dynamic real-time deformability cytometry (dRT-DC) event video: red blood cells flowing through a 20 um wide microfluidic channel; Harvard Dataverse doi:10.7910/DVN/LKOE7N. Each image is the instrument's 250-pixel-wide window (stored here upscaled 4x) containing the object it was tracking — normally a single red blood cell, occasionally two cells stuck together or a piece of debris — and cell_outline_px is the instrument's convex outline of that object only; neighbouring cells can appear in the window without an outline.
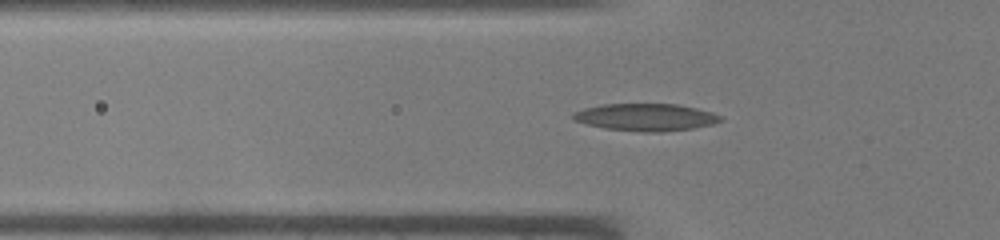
{"species": "common noctule bat (a hibernating species)", "species_latin": "Nyctalus noctula", "temperature_condition": "warm", "stored_images_in_passage": 47, "camera_frame_rate_fps": 3000, "um_per_image_px": 0.085, "animal": {"sex": "male", "body_mass_g": 19.0, "forearm_length_mm": 50.8}, "frame": {"image": 1, "passage_image": 16, "time_ms": 5.0, "image_size_px": [1000, 240], "cell_outline_px": [[724, 120], [712, 124], [692, 128], [660, 132], [644, 132], [604, 128], [588, 124], [576, 120], [572, 116], [572, 112], [584, 108], [604, 104], [676, 104], [696, 108], [712, 112], [724, 116]], "centroid_in_image_um": [54.93, 9.96], "position_along_channel_um": 70.9, "area_um2": 23.35}}
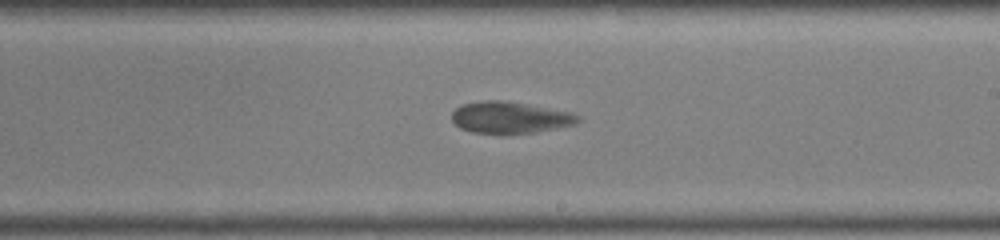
{"frame": {"image": 2, "passage_image": 28, "time_ms": 9.0, "image_size_px": [1000, 240], "cell_outline_px": [[580, 120], [576, 124], [536, 132], [504, 136], [500, 136], [472, 132], [460, 128], [452, 120], [452, 112], [456, 108], [464, 104], [484, 100], [504, 100], [572, 112], [580, 116]], "centroid_in_image_um": [43.35, 10.02], "position_along_channel_um": 245.7, "area_um2": 23.81}}
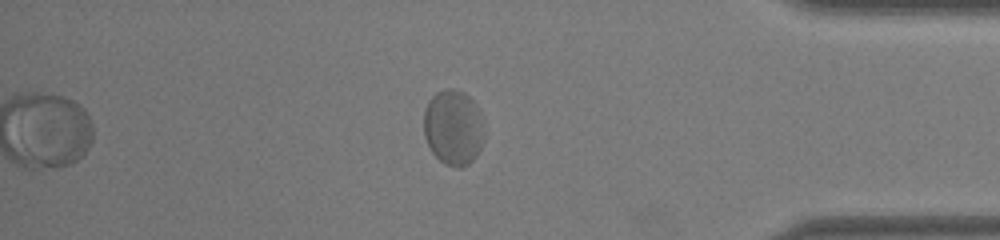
{"frame": {"image": 3, "passage_image": 40, "time_ms": 13.0, "image_size_px": [1000, 240], "cell_outline_px": [[484, 136], [480, 148], [476, 156], [468, 164], [460, 168], [456, 168], [444, 164], [432, 152], [424, 136], [424, 112], [428, 100], [436, 92], [444, 88], [452, 88], [464, 92], [476, 104], [480, 112], [484, 128]], "centroid_in_image_um": [38.53, 10.82], "position_along_channel_um": 396.7, "area_um2": 26.82}}